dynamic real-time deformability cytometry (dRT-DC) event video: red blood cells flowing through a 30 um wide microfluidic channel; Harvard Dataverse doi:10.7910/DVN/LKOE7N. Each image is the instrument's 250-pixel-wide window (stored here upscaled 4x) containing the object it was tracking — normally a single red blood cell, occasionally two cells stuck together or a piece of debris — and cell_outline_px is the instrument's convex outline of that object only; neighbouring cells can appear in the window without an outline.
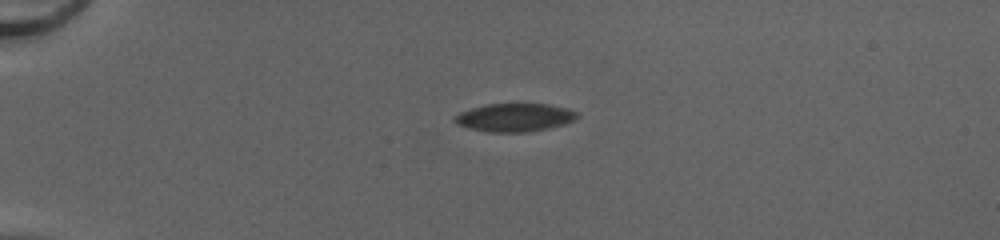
{"species": "common noctule bat (a hibernating species)", "species_latin": "Nyctalus noctula", "temperature_condition": "cold", "stored_images_in_passage": 40, "camera_frame_rate_fps": 3000, "um_per_image_px": 0.085, "animal": {"sex": "female", "body_mass_g": 20.0, "forearm_length_mm": 54.0}, "frame": {"image": 1, "passage_image": 1, "time_ms": 0.0, "image_size_px": [1000, 240], "cell_outline_px": [[580, 116], [564, 124], [548, 128], [528, 132], [488, 132], [468, 128], [456, 124], [452, 120], [452, 116], [460, 112], [484, 104], [548, 104], [568, 108], [580, 112]], "centroid_in_image_um": [43.73, 9.98], "position_along_channel_um": 41.3, "area_um2": 20.35}}
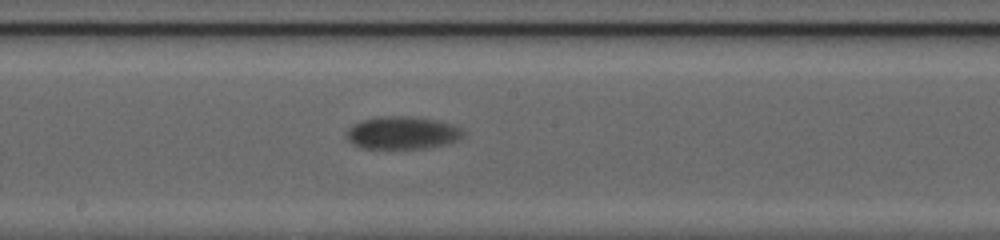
{"frame": {"image": 2, "passage_image": 18, "time_ms": 5.667, "image_size_px": [1000, 240], "cell_outline_px": [[464, 136], [460, 140], [448, 144], [432, 148], [364, 148], [352, 144], [344, 136], [344, 132], [352, 124], [360, 120], [380, 116], [408, 116], [436, 120], [452, 124], [464, 128]], "centroid_in_image_um": [34.21, 11.29], "position_along_channel_um": 214.0, "area_um2": 22.77}}
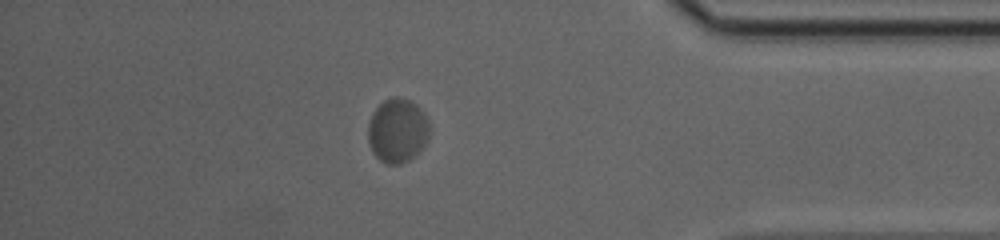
{"frame": {"image": 3, "passage_image": 34, "time_ms": 11.0, "image_size_px": [1000, 240], "cell_outline_px": [[428, 140], [416, 156], [400, 164], [388, 164], [380, 160], [372, 152], [368, 140], [368, 124], [372, 112], [384, 100], [392, 96], [396, 96], [408, 100], [416, 104], [424, 112], [428, 120]], "centroid_in_image_um": [33.78, 11.1], "position_along_channel_um": 401.4, "area_um2": 23.12}, "authors_computed_cell_mechanics": {"area_um2": 21.7617, "velocity_mm_per_s": 3.9708, "shape_relaxation_time_tau1_ms": 2.8709, "shape_relaxation_time_tau2_ms": null, "deformation_change_tau1": 0.0679, "deformation_change_tau2": null}}